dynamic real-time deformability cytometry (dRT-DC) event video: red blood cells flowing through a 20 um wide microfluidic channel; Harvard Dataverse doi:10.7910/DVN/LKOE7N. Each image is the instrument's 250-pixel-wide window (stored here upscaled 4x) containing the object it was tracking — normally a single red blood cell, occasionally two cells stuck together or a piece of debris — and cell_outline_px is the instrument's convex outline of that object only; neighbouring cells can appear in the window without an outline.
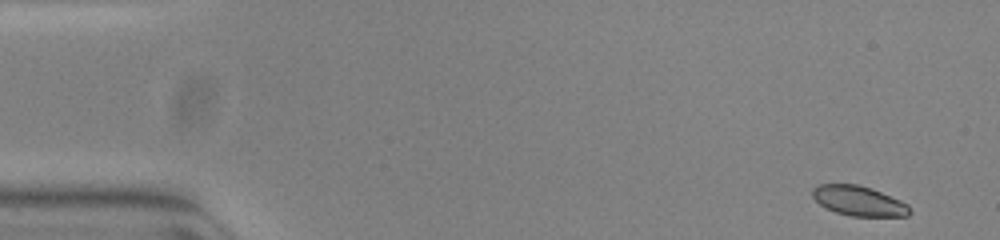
{"species": "common noctule bat (a hibernating species)", "species_latin": "Nyctalus noctula", "temperature_condition": "warm", "stored_images_in_passage": 52, "camera_frame_rate_fps": 3000, "um_per_image_px": 0.085, "animal": {"sex": "female", "body_mass_g": 23.0, "forearm_length_mm": 53.4}, "frame": {"image": 1, "passage_image": 1, "time_ms": 0.0, "image_size_px": [1000, 240], "cell_outline_px": [[912, 212], [908, 216], [852, 216], [836, 212], [820, 204], [812, 196], [812, 188], [820, 184], [856, 184], [872, 188], [900, 200], [908, 204], [912, 208]], "centroid_in_image_um": [73.04, 17.07], "position_along_channel_um": 12.0, "area_um2": 16.94}}
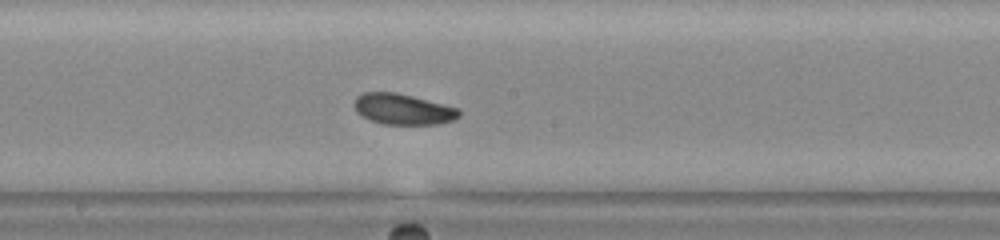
{"frame": {"image": 2, "passage_image": 27, "time_ms": 8.667, "image_size_px": [1000, 240], "cell_outline_px": [[460, 116], [452, 120], [436, 124], [384, 124], [368, 120], [360, 116], [356, 112], [352, 104], [356, 96], [364, 92], [396, 92], [460, 108]], "centroid_in_image_um": [34.2, 9.28], "position_along_channel_um": 214.0, "area_um2": 19.02}}
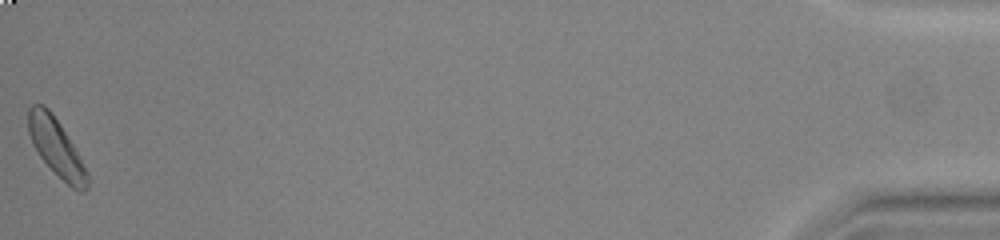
{"frame": {"image": 3, "passage_image": 52, "time_ms": 17.0, "image_size_px": [1000, 240], "cell_outline_px": [[88, 188], [84, 192], [80, 192], [72, 188], [40, 156], [32, 144], [28, 132], [28, 108], [32, 104], [44, 104], [52, 112], [60, 124], [72, 144], [88, 172]], "centroid_in_image_um": [4.77, 12.5], "position_along_channel_um": 430.4, "area_um2": 19.42}, "authors_computed_cell_mechanics": {"area_um2": 18.7272, "velocity_mm_per_s": 3.8037, "shape_relaxation_time_tau1_ms": 1.9215, "shape_relaxation_time_tau2_ms": 4.0609, "deformation_change_tau1": 0.1124, "deformation_change_tau2": 0.1026}}